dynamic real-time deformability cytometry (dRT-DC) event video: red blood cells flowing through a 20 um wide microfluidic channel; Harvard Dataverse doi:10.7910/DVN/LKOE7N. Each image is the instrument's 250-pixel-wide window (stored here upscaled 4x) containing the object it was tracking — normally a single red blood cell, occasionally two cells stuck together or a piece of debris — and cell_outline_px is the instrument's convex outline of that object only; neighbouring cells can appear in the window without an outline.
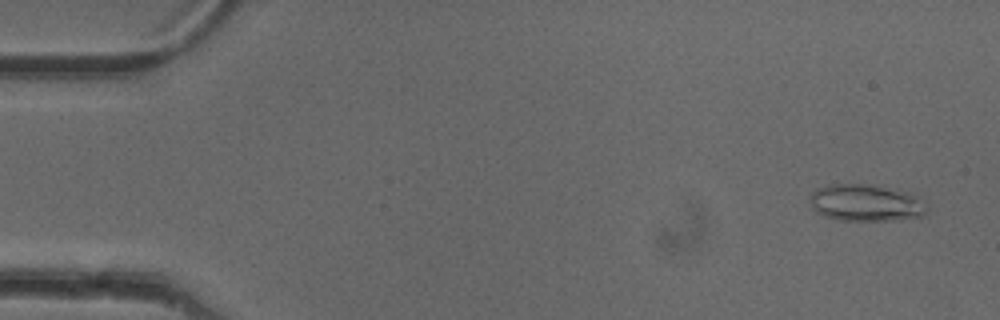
{"species": "common noctule bat (a hibernating species)", "species_latin": "Nyctalus noctula", "temperature_condition": "cold", "stored_images_in_passage": 52, "camera_frame_rate_fps": 3000, "um_per_image_px": 0.085, "animal": {"sex": "female"}, "frame": {"image": 1, "passage_image": 3, "time_ms": 0.667, "image_size_px": [1000, 320], "cell_outline_px": [[928, 212], [924, 216], [900, 220], [840, 220], [816, 212], [812, 208], [812, 192], [816, 188], [832, 184], [864, 184], [908, 192], [916, 196], [928, 204]], "centroid_in_image_um": [73.67, 17.25], "position_along_channel_um": 11.3, "area_um2": 25.03}}
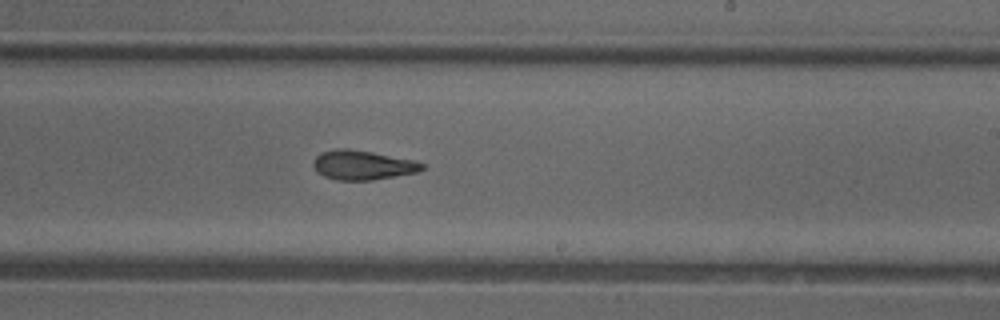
{"frame": {"image": 2, "passage_image": 31, "time_ms": 10.0, "image_size_px": [1000, 320], "cell_outline_px": [[424, 168], [416, 172], [372, 180], [336, 180], [324, 176], [316, 172], [312, 164], [316, 156], [320, 152], [336, 148], [348, 148], [372, 152], [416, 160], [424, 164]], "centroid_in_image_um": [30.79, 14.02], "position_along_channel_um": 258.2, "area_um2": 18.73}}
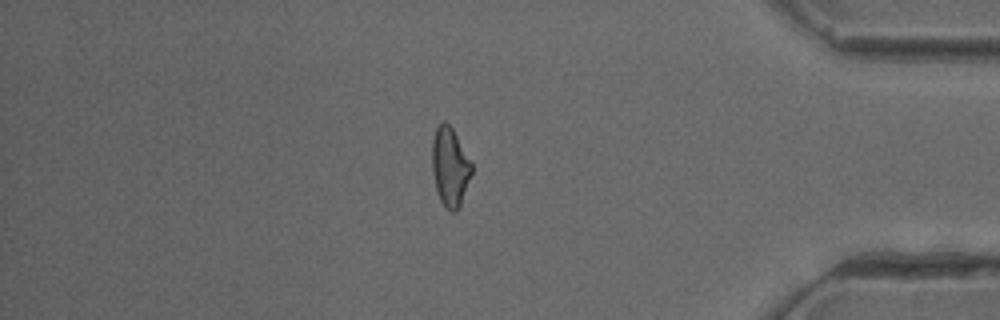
{"frame": {"image": 3, "passage_image": 44, "time_ms": 14.333, "image_size_px": [1000, 320], "cell_outline_px": [[472, 172], [460, 204], [456, 212], [452, 212], [444, 208], [440, 200], [436, 188], [432, 172], [432, 140], [436, 128], [444, 120], [452, 128], [472, 164]], "centroid_in_image_um": [38.23, 14.2], "position_along_channel_um": 397.0, "area_um2": 17.98}, "authors_computed_cell_mechanics": {"area_um2": 18.9006, "velocity_mm_per_s": 3.9957, "shape_relaxation_time_tau1_ms": null, "shape_relaxation_time_tau2_ms": 3.7489, "deformation_change_tau1": null, "deformation_change_tau2": 0.1247}}